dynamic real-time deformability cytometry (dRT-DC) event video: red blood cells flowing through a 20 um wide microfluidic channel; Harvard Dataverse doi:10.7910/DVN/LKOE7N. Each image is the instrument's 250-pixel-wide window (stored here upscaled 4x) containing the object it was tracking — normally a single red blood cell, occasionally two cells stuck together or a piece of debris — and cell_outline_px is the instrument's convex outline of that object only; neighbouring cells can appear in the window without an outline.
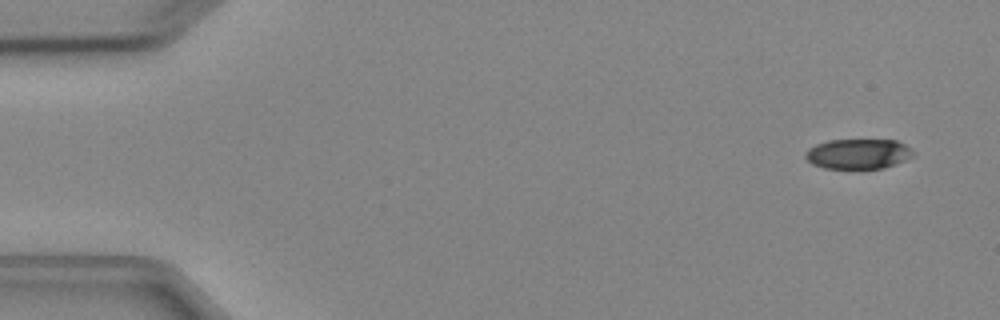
{"species": "Egyptian fruit bat (a non-hibernating species)", "species_latin": "Rousettus aegyptiacus", "temperature_condition": "cold", "stored_images_in_passage": 5, "camera_frame_rate_fps": 3000, "um_per_image_px": 0.085, "animal": {"sex": "female"}, "frame": {"image": 1, "passage_image": 1, "time_ms": 0.0, "image_size_px": [1000, 320], "cell_outline_px": [[912, 156], [896, 164], [884, 168], [824, 168], [812, 164], [804, 156], [804, 152], [808, 148], [816, 144], [828, 140], [896, 140], [912, 148]], "centroid_in_image_um": [72.91, 13.07], "position_along_channel_um": 12.1, "area_um2": 18.84}}
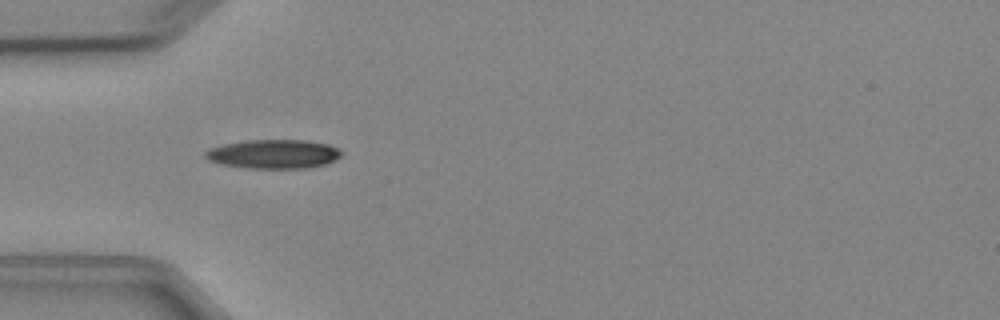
{"frame": {"image": 2, "passage_image": 4, "time_ms": 4.333, "image_size_px": [1000, 320], "cell_outline_px": [[344, 152], [336, 160], [328, 164], [308, 168], [244, 168], [220, 164], [208, 160], [204, 156], [204, 152], [208, 148], [224, 144], [244, 140], [308, 140], [328, 144], [340, 148]], "centroid_in_image_um": [23.27, 13.09], "position_along_channel_um": 61.7, "area_um2": 23.47}}